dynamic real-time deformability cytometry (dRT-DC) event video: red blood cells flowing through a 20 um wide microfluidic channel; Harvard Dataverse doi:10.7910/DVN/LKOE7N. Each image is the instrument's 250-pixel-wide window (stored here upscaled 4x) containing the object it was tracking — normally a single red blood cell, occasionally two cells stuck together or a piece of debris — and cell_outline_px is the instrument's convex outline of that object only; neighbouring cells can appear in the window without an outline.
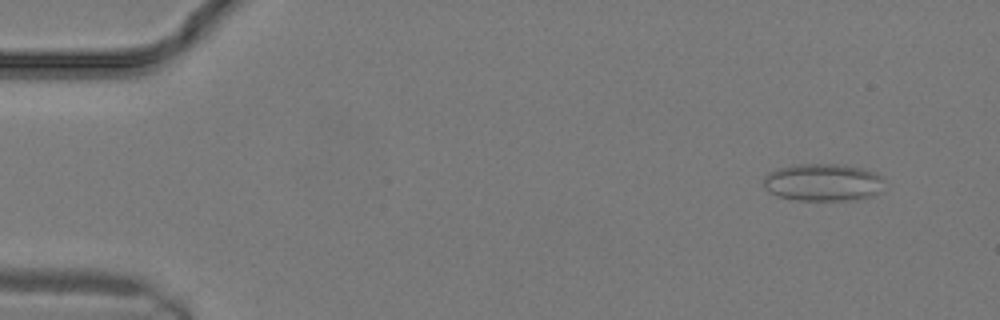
{"species": "common noctule bat (a hibernating species)", "species_latin": "Nyctalus noctula", "temperature_condition": "warm", "stored_images_in_passage": 13, "camera_frame_rate_fps": 3000, "um_per_image_px": 0.085, "animal": {"sex": "male", "body_mass_g": 19.2, "forearm_length_mm": 51.8}, "frame": {"image": 1, "passage_image": 1, "time_ms": 0.0, "image_size_px": [1000, 320], "cell_outline_px": [[884, 180], [876, 196], [856, 200], [796, 200], [780, 196], [768, 192], [764, 188], [764, 176], [768, 172], [780, 168], [796, 164], [836, 164], [860, 168], [876, 172]], "centroid_in_image_um": [69.95, 15.51], "position_along_channel_um": 15.1, "area_um2": 26.41}}
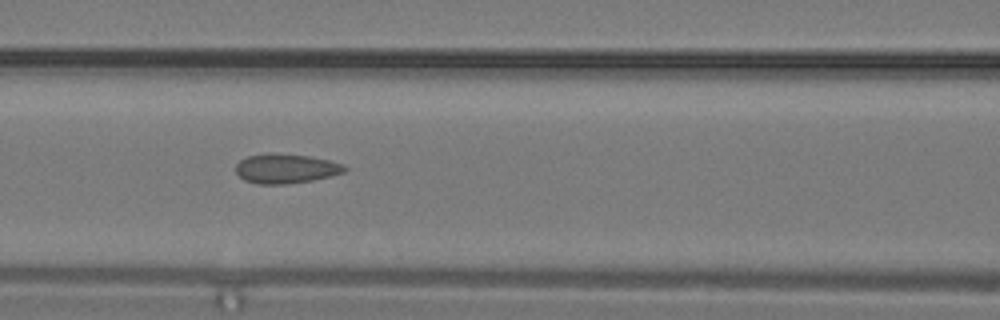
{"frame": {"image": 2, "passage_image": 10, "time_ms": 3.0, "image_size_px": [1000, 320], "cell_outline_px": [[348, 168], [344, 172], [332, 176], [312, 180], [284, 184], [260, 184], [244, 180], [236, 172], [236, 164], [240, 160], [248, 156], [268, 152], [272, 152], [308, 156], [328, 160], [344, 164]], "centroid_in_image_um": [24.3, 14.32], "position_along_channel_um": 142.3, "area_um2": 18.79}}
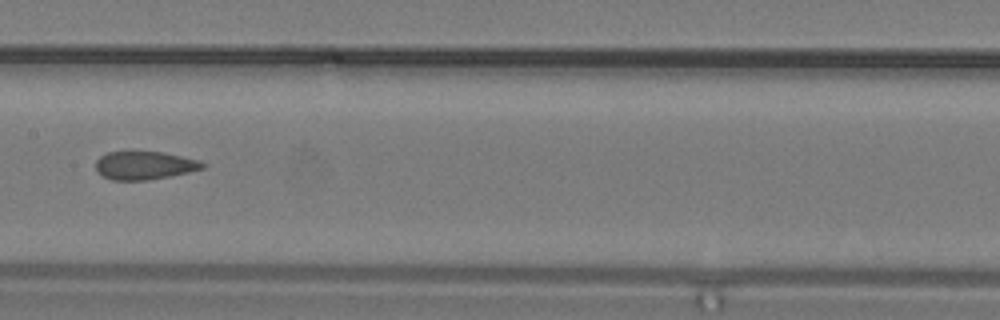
{"frame": {"image": 3, "passage_image": 12, "time_ms": 3.667, "image_size_px": [1000, 320], "cell_outline_px": [[208, 164], [204, 168], [172, 176], [148, 180], [112, 180], [96, 172], [96, 160], [100, 156], [108, 152], [132, 148], [164, 152], [200, 160]], "centroid_in_image_um": [12.27, 14.01], "position_along_channel_um": 195.1, "area_um2": 18.5}}